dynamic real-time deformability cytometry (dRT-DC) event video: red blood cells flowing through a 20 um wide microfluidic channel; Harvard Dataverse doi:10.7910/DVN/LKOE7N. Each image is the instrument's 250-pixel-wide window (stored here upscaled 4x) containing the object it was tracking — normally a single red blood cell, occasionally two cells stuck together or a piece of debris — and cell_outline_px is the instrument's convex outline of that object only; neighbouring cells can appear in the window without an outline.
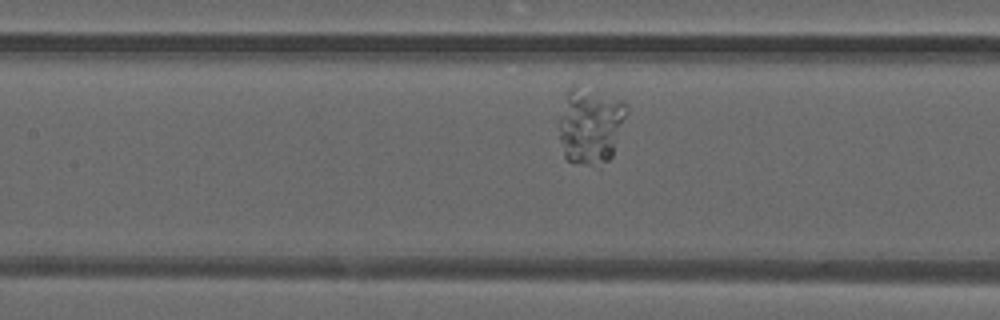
{"species": "common noctule bat (a hibernating species)", "species_latin": "Nyctalus noctula", "temperature_condition": "warm", "stored_images_in_passage": 33, "camera_frame_rate_fps": 3000, "um_per_image_px": 0.085, "animal": {"sex": "male", "forearm_length_mm": 52.5}, "frame": {"image": 1, "passage_image": 10, "time_ms": 3.0, "image_size_px": [1000, 320], "cell_outline_px": [[628, 112], [612, 156], [608, 160], [588, 164], [568, 160], [564, 156], [560, 140], [560, 116], [568, 88], [572, 84], [580, 84], [624, 100], [628, 104]], "centroid_in_image_um": [50.21, 10.57], "position_along_channel_um": 157.2, "area_um2": 30.29}}
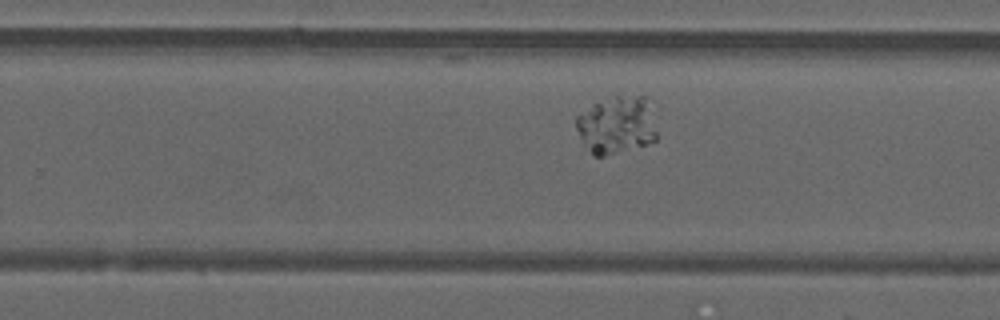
{"frame": {"image": 2, "passage_image": 19, "time_ms": 6.0, "image_size_px": [1000, 320], "cell_outline_px": [[656, 140], [644, 144], [604, 156], [592, 156], [584, 144], [576, 128], [576, 116], [592, 104], [616, 96], [644, 96], [656, 132]], "centroid_in_image_um": [52.34, 10.64], "position_along_channel_um": 277.5, "area_um2": 26.36}}
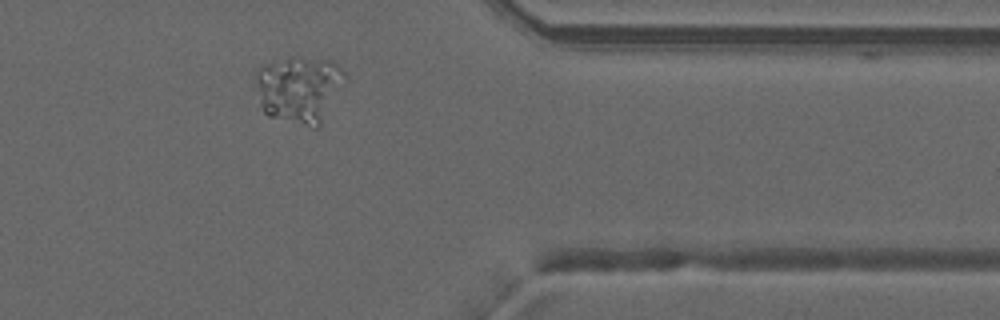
{"frame": {"image": 3, "passage_image": 28, "time_ms": 9.0, "image_size_px": [1000, 320], "cell_outline_px": [[348, 80], [320, 124], [316, 128], [312, 128], [268, 116], [264, 112], [260, 104], [256, 76], [256, 68], [260, 64], [288, 56], [300, 56], [332, 60], [344, 72]], "centroid_in_image_um": [25.44, 7.54], "position_along_channel_um": 386.0, "area_um2": 35.55}}